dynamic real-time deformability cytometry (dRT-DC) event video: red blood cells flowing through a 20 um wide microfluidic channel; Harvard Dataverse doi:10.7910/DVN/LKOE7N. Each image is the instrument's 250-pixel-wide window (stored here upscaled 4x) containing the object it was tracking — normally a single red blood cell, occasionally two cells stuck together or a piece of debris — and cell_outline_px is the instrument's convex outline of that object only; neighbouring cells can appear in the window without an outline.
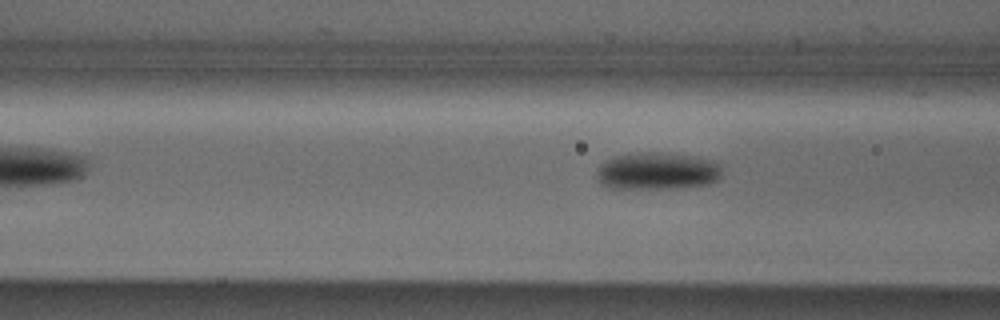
{"species": "Egyptian fruit bat (a non-hibernating species)", "species_latin": "Rousettus aegyptiacus", "temperature_condition": "cold", "stored_images_in_passage": 3, "camera_frame_rate_fps": 3000, "um_per_image_px": 0.085, "animal": {"sex": "male"}, "frame": {"image": 1, "passage_image": 3, "time_ms": 0.667, "image_size_px": [1000, 320], "cell_outline_px": [[720, 176], [716, 180], [708, 184], [672, 188], [608, 188], [600, 184], [596, 180], [596, 168], [604, 160], [616, 156], [640, 152], [668, 152], [708, 160], [716, 164], [720, 168]], "centroid_in_image_um": [55.74, 14.54], "position_along_channel_um": 110.9, "area_um2": 27.11}}